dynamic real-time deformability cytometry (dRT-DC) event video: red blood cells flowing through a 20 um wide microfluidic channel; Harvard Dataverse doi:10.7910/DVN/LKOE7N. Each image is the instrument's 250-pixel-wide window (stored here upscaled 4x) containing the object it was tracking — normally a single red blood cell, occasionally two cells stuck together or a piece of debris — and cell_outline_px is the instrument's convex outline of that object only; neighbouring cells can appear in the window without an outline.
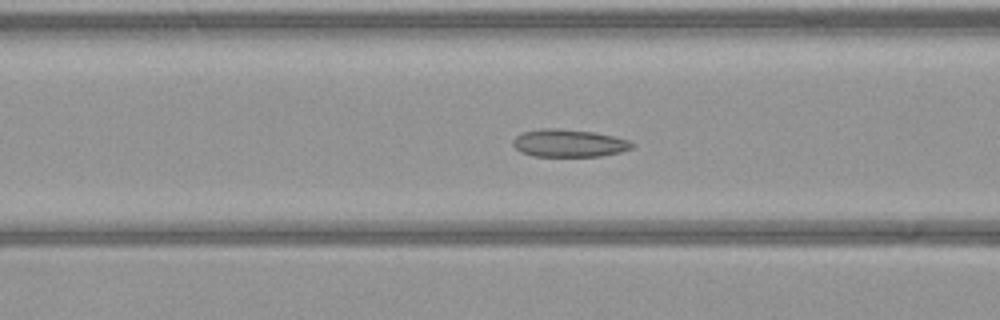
{"species": "common noctule bat (a hibernating species)", "species_latin": "Nyctalus noctula", "temperature_condition": "warm", "stored_images_in_passage": 53, "camera_frame_rate_fps": 3000, "um_per_image_px": 0.085, "animal": {"sex": "female", "body_mass_g": 21.9}, "frame": {"image": 1, "passage_image": 19, "time_ms": 6.0, "image_size_px": [1000, 320], "cell_outline_px": [[632, 148], [620, 152], [600, 156], [532, 156], [520, 152], [512, 144], [512, 140], [516, 136], [524, 132], [540, 128], [556, 128], [592, 132], [612, 136], [628, 140], [632, 144]], "centroid_in_image_um": [48.3, 12.17], "position_along_channel_um": 118.3, "area_um2": 19.02}}
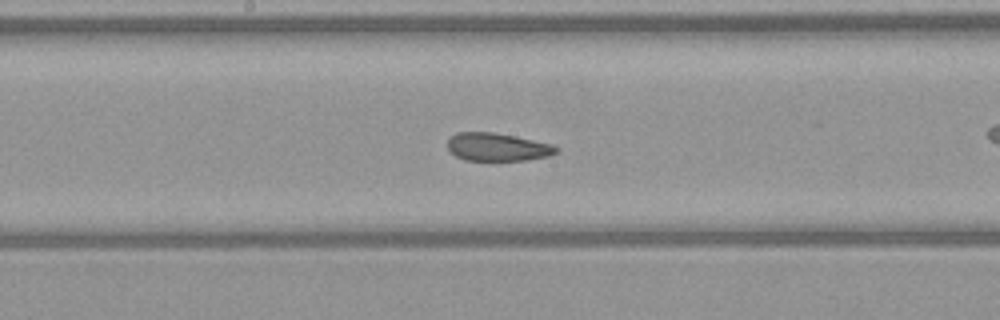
{"frame": {"image": 2, "passage_image": 26, "time_ms": 8.333, "image_size_px": [1000, 320], "cell_outline_px": [[560, 148], [556, 152], [548, 156], [528, 160], [464, 160], [456, 156], [448, 148], [448, 140], [456, 132], [492, 132], [516, 136], [552, 144]], "centroid_in_image_um": [42.29, 12.49], "position_along_channel_um": 205.9, "area_um2": 17.69}}
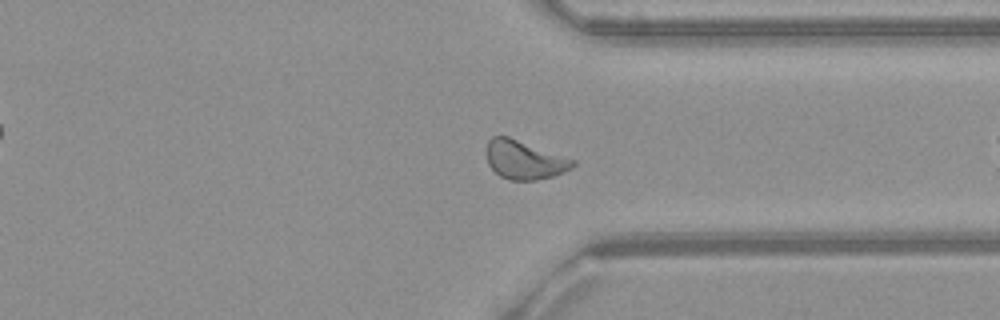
{"frame": {"image": 3, "passage_image": 39, "time_ms": 12.667, "image_size_px": [1000, 320], "cell_outline_px": [[576, 164], [572, 168], [564, 172], [552, 176], [536, 180], [508, 180], [500, 176], [488, 164], [484, 152], [484, 148], [488, 140], [492, 136], [508, 136], [576, 160]], "centroid_in_image_um": [44.53, 13.58], "position_along_channel_um": 366.9, "area_um2": 19.71}}